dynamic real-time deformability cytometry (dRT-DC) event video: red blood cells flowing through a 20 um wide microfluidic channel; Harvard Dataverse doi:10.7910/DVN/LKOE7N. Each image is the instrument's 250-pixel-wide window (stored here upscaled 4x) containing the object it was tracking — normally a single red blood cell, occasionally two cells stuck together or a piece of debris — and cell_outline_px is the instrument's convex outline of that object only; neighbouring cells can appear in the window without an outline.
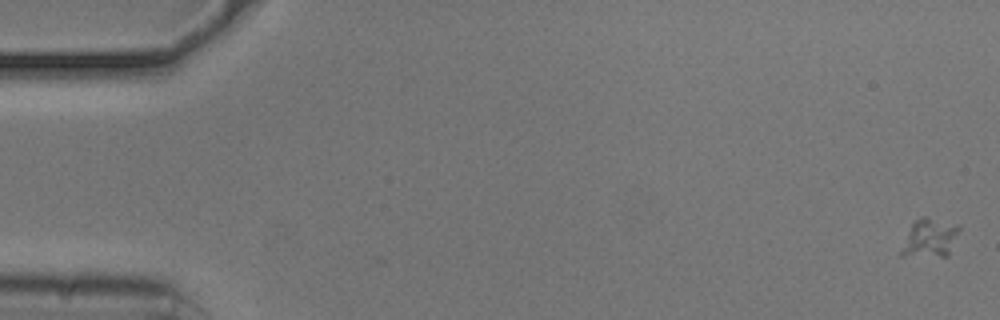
{"species": "common noctule bat (a hibernating species)", "species_latin": "Nyctalus noctula", "temperature_condition": "cold", "stored_images_in_passage": 55, "camera_frame_rate_fps": 3000, "um_per_image_px": 0.085, "animal": {"sex": "male", "body_mass_g": 20.5, "forearm_length_mm": 52.5}, "frame": {"image": 1, "passage_image": 1, "time_ms": 0.0, "image_size_px": [1000, 320], "cell_outline_px": [[960, 228], [948, 256], [900, 256], [900, 252], [912, 224], [920, 216], [924, 216], [960, 224]], "centroid_in_image_um": [79.06, 20.21], "position_along_channel_um": 5.9, "area_um2": 12.95}}
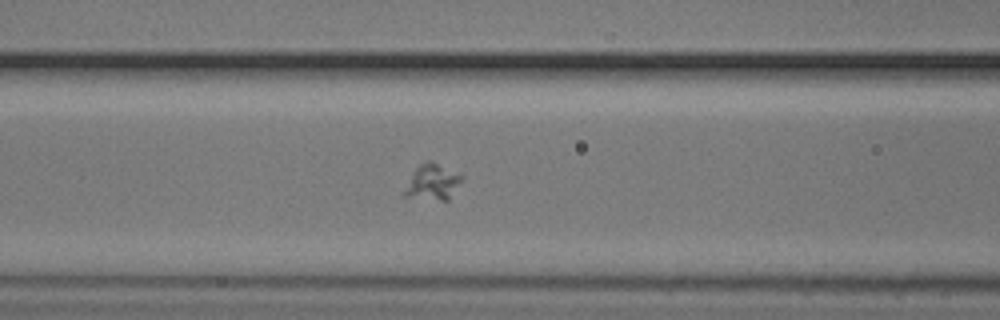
{"frame": {"image": 2, "passage_image": 23, "time_ms": 7.333, "image_size_px": [1000, 320], "cell_outline_px": [[464, 176], [448, 200], [440, 200], [400, 196], [400, 192], [416, 168], [420, 164], [428, 160], [432, 160]], "centroid_in_image_um": [36.7, 15.48], "position_along_channel_um": 129.9, "area_um2": 12.08}}
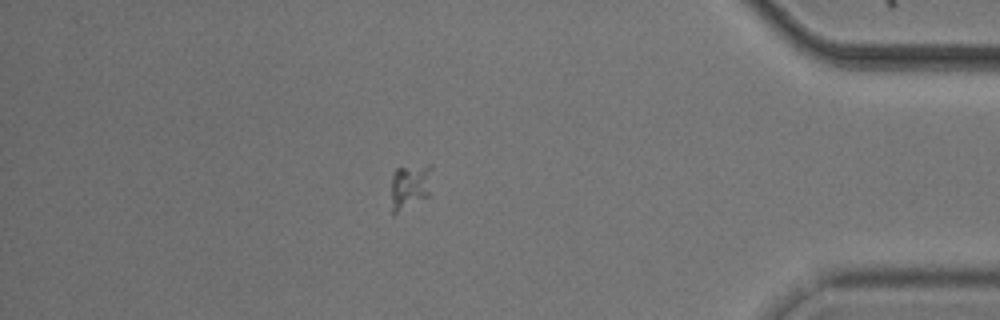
{"frame": {"image": 3, "passage_image": 48, "time_ms": 15.667, "image_size_px": [1000, 320], "cell_outline_px": [[432, 196], [396, 212], [392, 212], [392, 176], [396, 168], [428, 164], [432, 164]], "centroid_in_image_um": [34.94, 15.8], "position_along_channel_um": 400.3, "area_um2": 11.1}}